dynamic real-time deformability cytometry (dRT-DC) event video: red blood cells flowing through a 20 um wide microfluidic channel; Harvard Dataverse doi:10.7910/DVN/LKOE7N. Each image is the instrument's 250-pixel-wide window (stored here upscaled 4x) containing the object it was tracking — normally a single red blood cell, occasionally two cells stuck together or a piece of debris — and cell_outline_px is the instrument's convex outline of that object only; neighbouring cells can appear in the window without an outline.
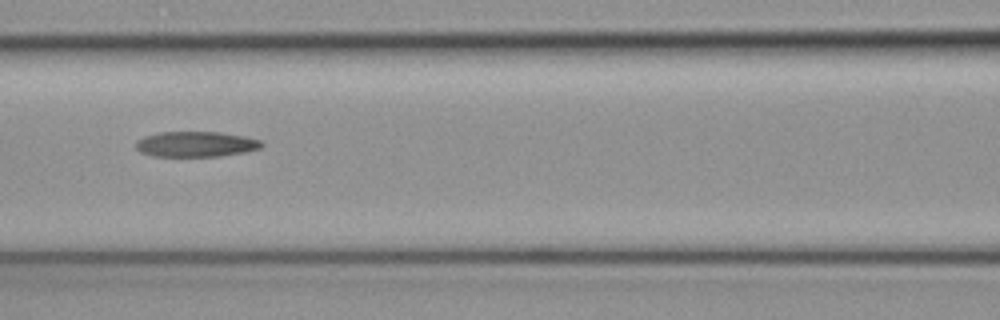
{"species": "common noctule bat (a hibernating species)", "species_latin": "Nyctalus noctula", "temperature_condition": "cold", "stored_images_in_passage": 3, "camera_frame_rate_fps": 3000, "um_per_image_px": 0.085, "animal": {"sex": "female", "body_mass_g": 19.3, "forearm_length_mm": 54.1}, "frame": {"image": 1, "passage_image": 3, "time_ms": 0.667, "image_size_px": [1000, 320], "cell_outline_px": [[264, 144], [260, 148], [244, 152], [220, 156], [152, 156], [140, 152], [136, 148], [136, 140], [144, 136], [160, 132], [220, 132], [244, 136], [260, 140]], "centroid_in_image_um": [16.63, 12.25], "position_along_channel_um": 150.0, "area_um2": 18.61}}